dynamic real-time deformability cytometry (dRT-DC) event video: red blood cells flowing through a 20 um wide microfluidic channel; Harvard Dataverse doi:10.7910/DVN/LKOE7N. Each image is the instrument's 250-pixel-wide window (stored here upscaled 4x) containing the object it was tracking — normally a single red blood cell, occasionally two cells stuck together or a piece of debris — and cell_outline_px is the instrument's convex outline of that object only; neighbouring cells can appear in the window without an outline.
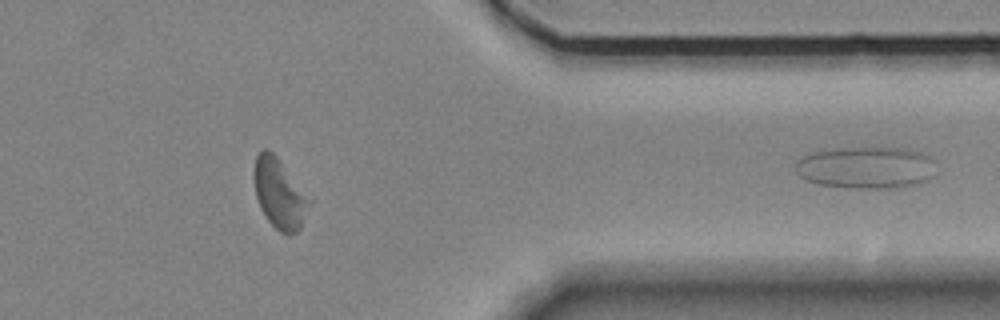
{"species": "Egyptian fruit bat (a non-hibernating species)", "species_latin": "Rousettus aegyptiacus", "temperature_condition": "room temperature", "stored_images_in_passage": 45, "segment_of_instrument_passage": [2, 2], "camera_frame_rate_fps": 3000, "um_per_image_px": 0.085, "animal": {"sex": "female"}, "frame": {"image": 1, "passage_image": 45, "time_ms": 14.667, "image_size_px": [1000, 320], "cell_outline_px": [[936, 176], [920, 184], [900, 188], [848, 188], [816, 184], [804, 180], [796, 172], [796, 160], [804, 156], [816, 152], [840, 148], [900, 148], [920, 152], [932, 156]], "centroid_in_image_um": [73.67, 14.27], "position_along_channel_um": 337.7, "area_um2": 34.8}}